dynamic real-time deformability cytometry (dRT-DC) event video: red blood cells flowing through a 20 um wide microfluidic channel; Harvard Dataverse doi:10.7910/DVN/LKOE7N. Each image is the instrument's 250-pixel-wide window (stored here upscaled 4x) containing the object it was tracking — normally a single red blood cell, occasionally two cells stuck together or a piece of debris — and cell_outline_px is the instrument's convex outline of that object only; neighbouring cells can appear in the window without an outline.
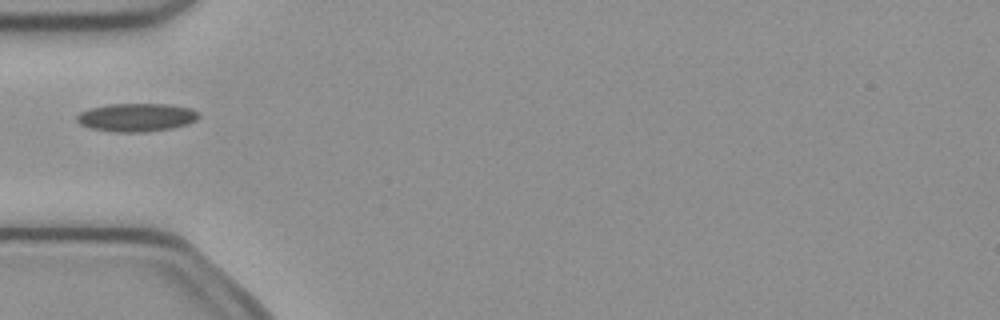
{"species": "common noctule bat (a hibernating species)", "species_latin": "Nyctalus noctula", "temperature_condition": "cold", "stored_images_in_passage": 6, "camera_frame_rate_fps": 3000, "um_per_image_px": 0.085, "animal": {"sex": "female", "body_mass_g": 21.9}, "frame": {"image": 1, "passage_image": 5, "time_ms": 1.333, "image_size_px": [1000, 320], "cell_outline_px": [[200, 116], [196, 120], [188, 124], [172, 128], [148, 132], [112, 132], [88, 128], [80, 124], [76, 120], [76, 116], [80, 112], [88, 108], [108, 104], [168, 104], [192, 108], [200, 112]], "centroid_in_image_um": [11.6, 9.98], "position_along_channel_um": 73.4, "area_um2": 20.46}}